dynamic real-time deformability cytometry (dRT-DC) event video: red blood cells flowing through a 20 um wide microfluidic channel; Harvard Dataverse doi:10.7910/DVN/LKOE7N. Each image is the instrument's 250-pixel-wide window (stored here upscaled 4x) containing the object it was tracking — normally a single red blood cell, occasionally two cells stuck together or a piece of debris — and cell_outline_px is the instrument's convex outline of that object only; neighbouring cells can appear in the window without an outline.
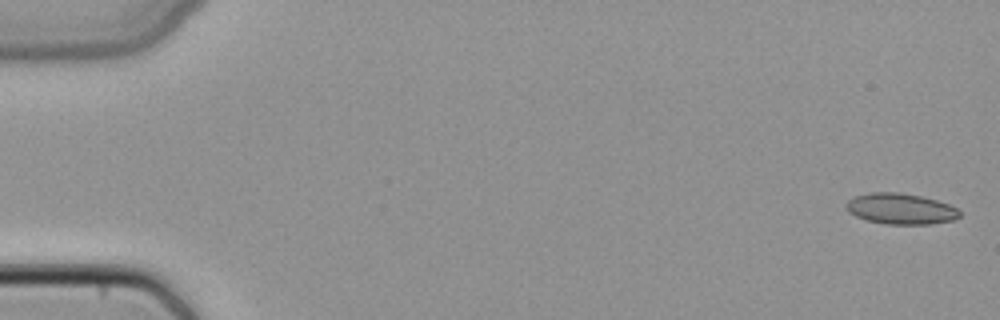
{"species": "common noctule bat (a hibernating species)", "species_latin": "Nyctalus noctula", "temperature_condition": "cold", "stored_images_in_passage": 6, "camera_frame_rate_fps": 3000, "um_per_image_px": 0.085, "animal": {"sex": "female", "body_mass_g": 22.7, "forearm_length_mm": 54.2}, "frame": {"image": 1, "passage_image": 1, "time_ms": 0.0, "image_size_px": [1000, 320], "cell_outline_px": [[960, 216], [952, 220], [928, 224], [888, 224], [868, 220], [856, 216], [848, 212], [844, 208], [844, 204], [852, 196], [868, 192], [900, 192], [920, 196], [936, 200], [948, 204], [956, 208], [960, 212]], "centroid_in_image_um": [76.49, 17.73], "position_along_channel_um": 8.5, "area_um2": 20.46}}
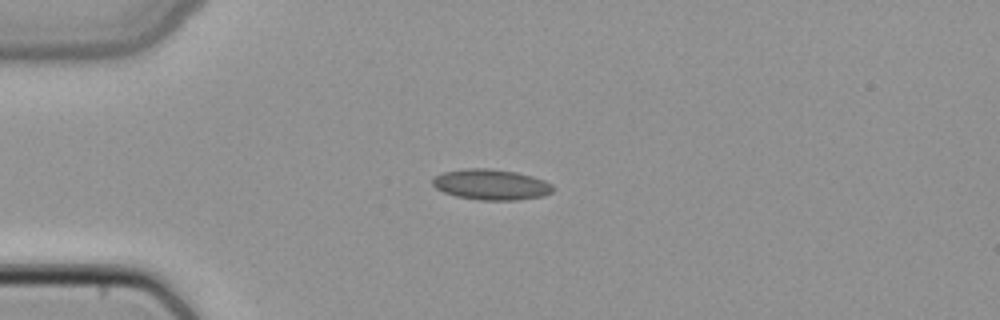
{"frame": {"image": 2, "passage_image": 4, "time_ms": 1.0, "image_size_px": [1000, 320], "cell_outline_px": [[552, 192], [544, 196], [516, 200], [480, 200], [456, 196], [444, 192], [436, 188], [432, 184], [432, 176], [444, 172], [464, 168], [488, 168], [516, 172], [532, 176], [544, 180], [552, 184]], "centroid_in_image_um": [41.72, 15.68], "position_along_channel_um": 43.3, "area_um2": 21.56}}
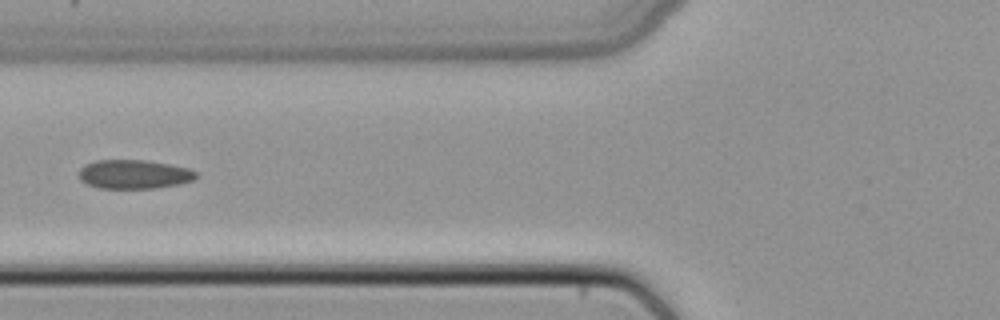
{"frame": {"image": 3, "passage_image": 6, "time_ms": 1.667, "image_size_px": [1000, 320], "cell_outline_px": [[200, 176], [192, 180], [180, 184], [156, 188], [100, 188], [88, 184], [80, 180], [80, 168], [84, 164], [96, 160], [148, 160], [188, 168], [196, 172]], "centroid_in_image_um": [11.41, 14.81], "position_along_channel_um": 114.4, "area_um2": 19.83}}